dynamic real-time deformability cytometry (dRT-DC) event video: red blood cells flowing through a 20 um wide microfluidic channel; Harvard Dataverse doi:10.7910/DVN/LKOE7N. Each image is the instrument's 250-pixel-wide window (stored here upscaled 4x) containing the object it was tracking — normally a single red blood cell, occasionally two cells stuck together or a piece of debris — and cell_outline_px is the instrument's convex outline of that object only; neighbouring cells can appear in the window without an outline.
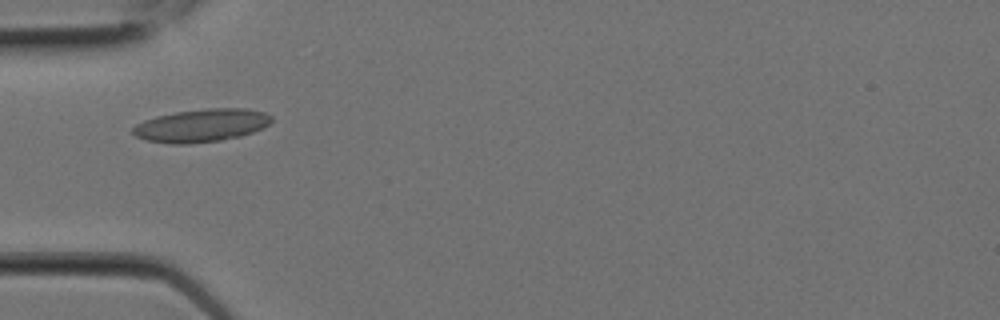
{"species": "Egyptian fruit bat (a non-hibernating species)", "species_latin": "Rousettus aegyptiacus", "temperature_condition": "room temperature", "stored_images_in_passage": 8, "camera_frame_rate_fps": 3000, "um_per_image_px": 0.085, "animal": {"sex": "female"}, "frame": {"image": 1, "passage_image": 6, "time_ms": 1.667, "image_size_px": [1000, 320], "cell_outline_px": [[272, 120], [264, 128], [240, 136], [220, 140], [188, 144], [172, 144], [148, 140], [136, 136], [132, 132], [132, 128], [136, 124], [144, 120], [156, 116], [176, 112], [208, 108], [244, 108], [264, 112], [272, 116]], "centroid_in_image_um": [17.13, 10.66], "position_along_channel_um": 67.9, "area_um2": 26.53}}
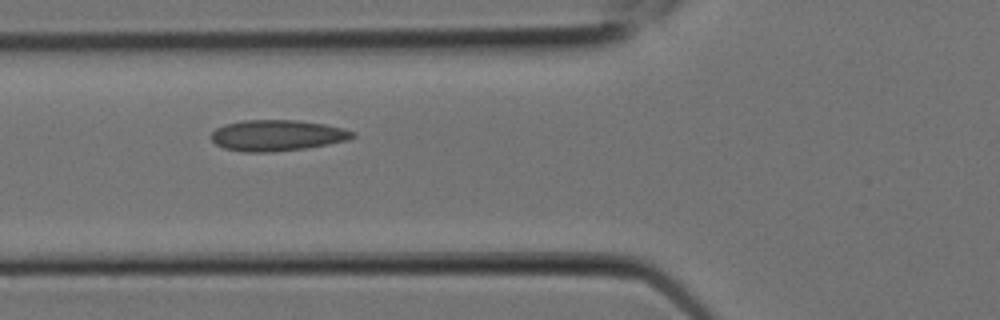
{"frame": {"image": 2, "passage_image": 7, "time_ms": 2.0, "image_size_px": [1000, 320], "cell_outline_px": [[356, 136], [348, 140], [328, 144], [304, 148], [272, 152], [244, 152], [224, 148], [216, 144], [212, 140], [212, 132], [216, 128], [224, 124], [244, 120], [296, 120], [324, 124], [344, 128], [356, 132]], "centroid_in_image_um": [23.57, 11.5], "position_along_channel_um": 102.2, "area_um2": 25.55}}
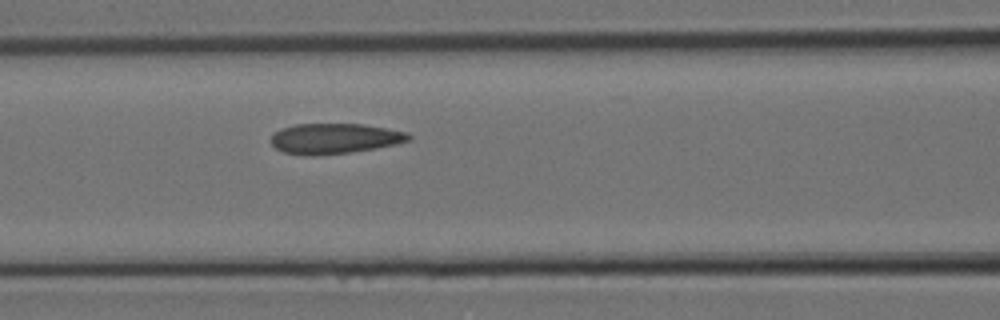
{"frame": {"image": 3, "passage_image": 8, "time_ms": 2.333, "image_size_px": [1000, 320], "cell_outline_px": [[412, 140], [396, 144], [376, 148], [352, 152], [308, 156], [304, 156], [284, 152], [276, 148], [268, 140], [272, 132], [280, 128], [296, 124], [364, 124], [408, 132], [412, 136]], "centroid_in_image_um": [28.41, 11.77], "position_along_channel_um": 138.2, "area_um2": 24.74}}